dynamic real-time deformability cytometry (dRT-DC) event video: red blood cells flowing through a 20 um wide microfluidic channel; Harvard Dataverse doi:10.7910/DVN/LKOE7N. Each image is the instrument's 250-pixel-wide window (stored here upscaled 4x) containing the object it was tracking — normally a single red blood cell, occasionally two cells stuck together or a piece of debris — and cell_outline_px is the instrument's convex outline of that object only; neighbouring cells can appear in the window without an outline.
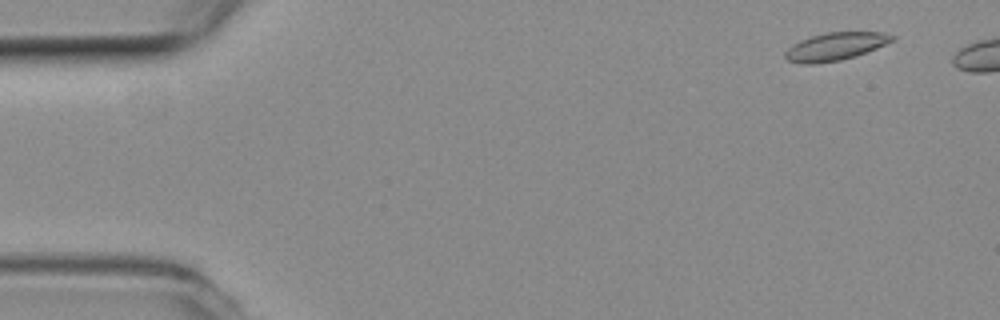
{"species": "common noctule bat (a hibernating species)", "species_latin": "Nyctalus noctula", "temperature_condition": "room temperature", "stored_images_in_passage": 2, "camera_frame_rate_fps": 3000, "um_per_image_px": 0.085, "animal": {"sex": "female", "body_mass_g": 19.3, "forearm_length_mm": 54.1}, "frame": {"image": 1, "passage_image": 1, "time_ms": 0.0, "image_size_px": [1000, 320], "cell_outline_px": [[896, 40], [856, 56], [840, 60], [816, 64], [800, 64], [788, 60], [784, 56], [784, 52], [792, 44], [800, 40], [812, 36], [828, 32], [884, 32], [896, 36]], "centroid_in_image_um": [71.01, 3.95], "position_along_channel_um": 14.0, "area_um2": 17.46}}